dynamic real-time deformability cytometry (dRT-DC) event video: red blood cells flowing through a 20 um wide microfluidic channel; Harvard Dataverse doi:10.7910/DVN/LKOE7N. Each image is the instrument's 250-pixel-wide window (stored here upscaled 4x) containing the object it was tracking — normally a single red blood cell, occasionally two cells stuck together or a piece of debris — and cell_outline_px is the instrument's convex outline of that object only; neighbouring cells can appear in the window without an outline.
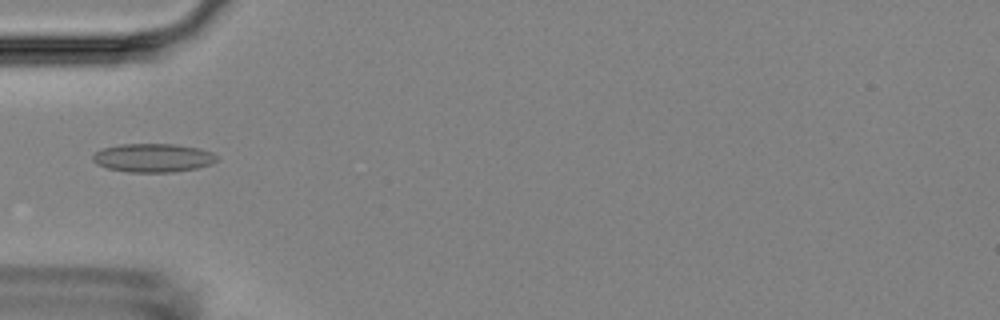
{"species": "Egyptian fruit bat (a non-hibernating species)", "species_latin": "Rousettus aegyptiacus", "temperature_condition": "room temperature", "stored_images_in_passage": 35, "camera_frame_rate_fps": 3000, "um_per_image_px": 0.085, "animal": {"sex": "female"}, "frame": {"image": 1, "passage_image": 1, "time_ms": 0.0, "image_size_px": [1000, 320], "cell_outline_px": [[220, 160], [212, 164], [196, 168], [172, 172], [128, 172], [108, 168], [96, 164], [92, 160], [92, 156], [96, 152], [104, 148], [120, 144], [176, 144], [200, 148], [212, 152], [220, 156]], "centroid_in_image_um": [13.07, 13.41], "position_along_channel_um": 71.9, "area_um2": 20.87}}
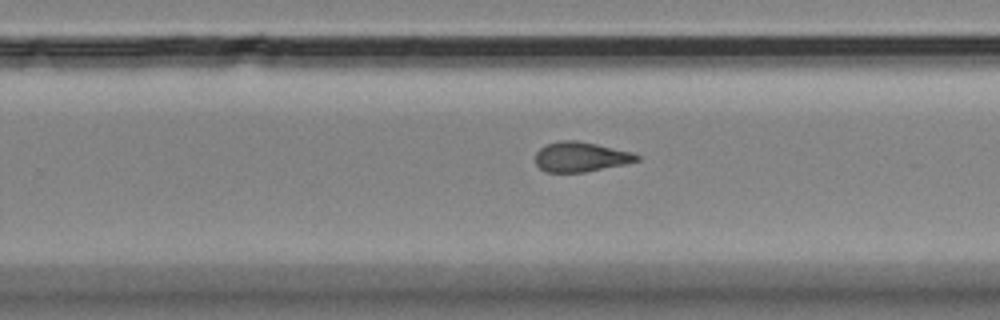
{"frame": {"image": 2, "passage_image": 18, "time_ms": 5.667, "image_size_px": [1000, 320], "cell_outline_px": [[640, 160], [624, 164], [584, 172], [548, 172], [540, 168], [536, 164], [536, 152], [540, 148], [548, 144], [560, 140], [576, 140], [636, 152], [640, 156]], "centroid_in_image_um": [49.4, 13.32], "position_along_channel_um": 280.4, "area_um2": 17.63}}
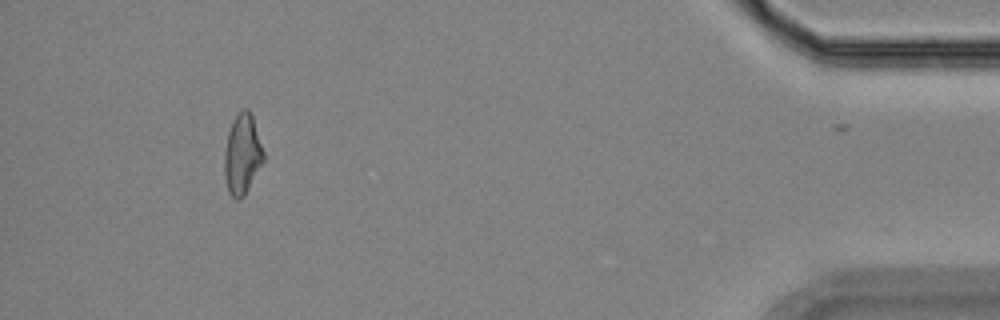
{"frame": {"image": 3, "passage_image": 34, "time_ms": 11.0, "image_size_px": [1000, 320], "cell_outline_px": [[264, 160], [244, 196], [240, 200], [236, 200], [228, 192], [224, 176], [224, 152], [228, 132], [236, 116], [244, 108], [248, 108], [252, 112], [264, 152]], "centroid_in_image_um": [20.6, 13.12], "position_along_channel_um": 414.6, "area_um2": 18.38}, "authors_computed_cell_mechanics": {"area_um2": 17.8602, "velocity_mm_per_s": 3.6614, "shape_relaxation_time_tau1_ms": null, "shape_relaxation_time_tau2_ms": 2.0803, "deformation_change_tau1": null, "deformation_change_tau2": 0.0933}}